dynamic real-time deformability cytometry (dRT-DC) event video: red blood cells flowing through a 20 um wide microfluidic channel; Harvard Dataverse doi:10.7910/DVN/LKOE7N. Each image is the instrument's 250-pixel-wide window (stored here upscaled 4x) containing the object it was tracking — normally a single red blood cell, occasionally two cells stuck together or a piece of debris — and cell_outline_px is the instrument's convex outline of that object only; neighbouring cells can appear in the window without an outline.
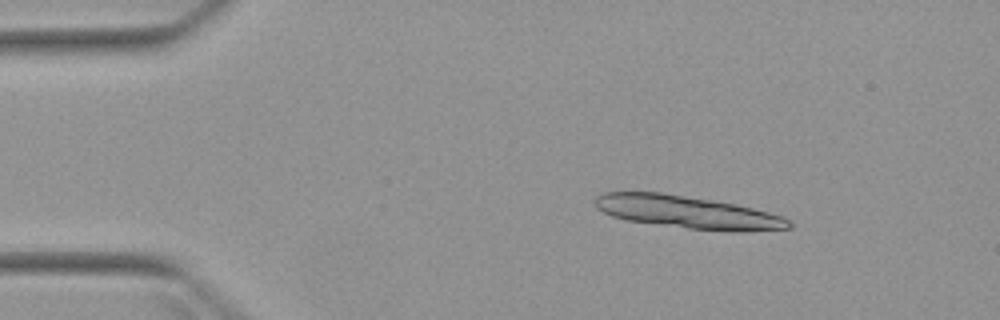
{"species": "Egyptian fruit bat (a non-hibernating species)", "species_latin": "Rousettus aegyptiacus", "temperature_condition": "warm", "stored_images_in_passage": 4, "camera_frame_rate_fps": 3000, "um_per_image_px": 0.085, "animal": {"sex": "female"}, "frame": {"image": 1, "passage_image": 2, "time_ms": 1.333, "image_size_px": [1000, 320], "cell_outline_px": [[792, 228], [740, 232], [732, 232], [688, 228], [624, 220], [612, 216], [596, 208], [596, 196], [600, 192], [660, 192], [712, 200], [736, 204], [784, 216], [792, 224]], "centroid_in_image_um": [58.45, 18.04], "position_along_channel_um": 26.5, "area_um2": 36.88}}